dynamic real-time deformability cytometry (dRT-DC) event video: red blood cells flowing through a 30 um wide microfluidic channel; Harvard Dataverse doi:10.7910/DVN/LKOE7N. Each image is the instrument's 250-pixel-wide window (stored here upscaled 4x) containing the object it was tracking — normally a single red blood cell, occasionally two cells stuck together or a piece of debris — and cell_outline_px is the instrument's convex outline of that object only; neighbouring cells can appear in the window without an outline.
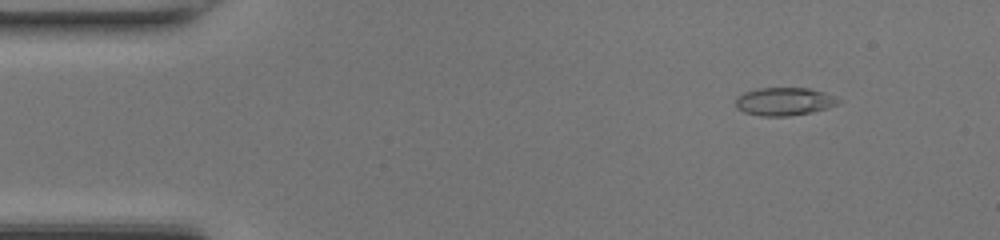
{"species": "common noctule bat (a hibernating species)", "species_latin": "Nyctalus noctula", "temperature_condition": "room temperature", "stored_images_in_passage": 44, "camera_frame_rate_fps": 3000, "um_per_image_px": 0.085, "animal": {"sex": "female", "body_mass_g": 17.0, "forearm_length_mm": 48.0}, "frame": {"image": 1, "passage_image": 1, "time_ms": 0.0, "image_size_px": [1000, 240], "cell_outline_px": [[840, 100], [836, 104], [828, 108], [812, 112], [788, 116], [760, 116], [744, 112], [736, 108], [736, 100], [744, 92], [756, 88], [808, 88], [824, 92], [836, 96]], "centroid_in_image_um": [66.66, 8.63], "position_along_channel_um": 18.3, "area_um2": 16.76}}
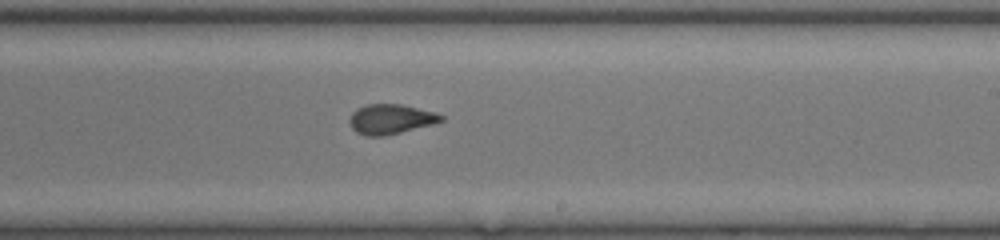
{"frame": {"image": 2, "passage_image": 24, "time_ms": 7.667, "image_size_px": [1000, 240], "cell_outline_px": [[444, 120], [432, 124], [384, 136], [364, 136], [356, 132], [348, 124], [348, 120], [352, 112], [356, 108], [368, 104], [400, 104], [436, 112], [444, 116]], "centroid_in_image_um": [33.17, 10.12], "position_along_channel_um": 255.8, "area_um2": 16.01}}
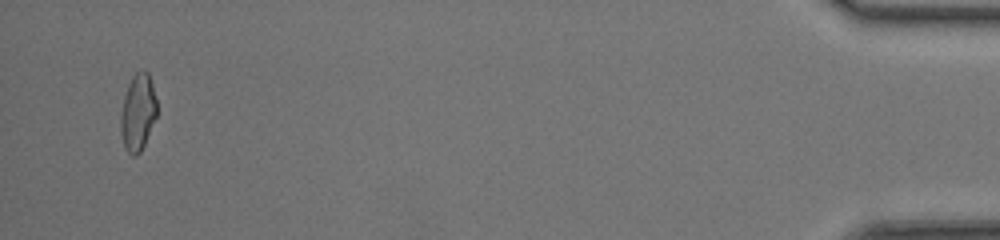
{"frame": {"image": 3, "passage_image": 42, "time_ms": 13.667, "image_size_px": [1000, 240], "cell_outline_px": [[156, 116], [144, 144], [140, 152], [136, 156], [132, 156], [128, 152], [124, 144], [120, 128], [120, 112], [124, 96], [128, 84], [132, 76], [136, 72], [148, 72], [152, 84], [156, 100]], "centroid_in_image_um": [11.7, 9.55], "position_along_channel_um": 423.5, "area_um2": 15.95}, "authors_computed_cell_mechanics": {"area_um2": 16.184, "velocity_mm_per_s": 4.326, "shape_relaxation_time_tau1_ms": 7.1574, "shape_relaxation_time_tau2_ms": 1.0433, "deformation_change_tau1": 0.1826, "deformation_change_tau2": 0.0516}}